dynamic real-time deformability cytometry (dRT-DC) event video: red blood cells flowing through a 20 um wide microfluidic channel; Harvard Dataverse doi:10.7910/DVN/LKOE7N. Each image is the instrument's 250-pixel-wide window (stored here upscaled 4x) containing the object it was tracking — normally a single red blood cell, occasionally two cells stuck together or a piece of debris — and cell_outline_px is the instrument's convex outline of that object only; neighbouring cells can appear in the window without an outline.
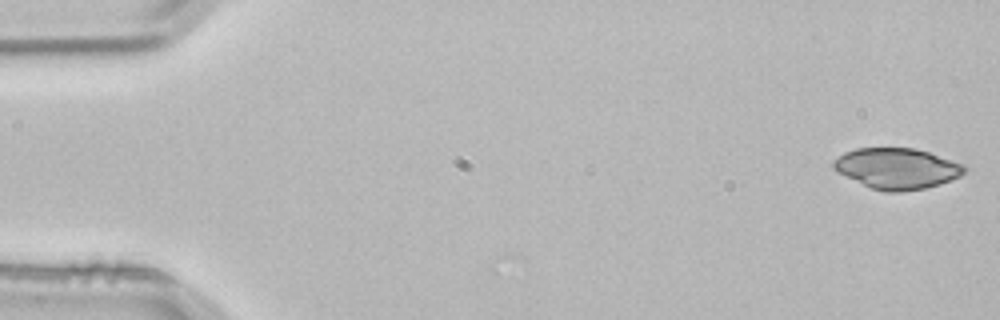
{"species": "common noctule bat (a hibernating species)", "species_latin": "Nyctalus noctula", "temperature_condition": "room temperature", "stored_images_in_passage": 4, "camera_frame_rate_fps": 3000, "um_per_image_px": 0.085, "animal": {"sex": "male", "body_mass_g": 21.5, "forearm_length_mm": 52.0}, "frame": {"image": 1, "passage_image": 1, "time_ms": 0.0, "image_size_px": [1000, 320], "cell_outline_px": [[968, 168], [960, 176], [940, 184], [924, 188], [900, 192], [884, 192], [872, 188], [836, 172], [832, 168], [832, 160], [844, 152], [856, 148], [916, 148], [964, 164]], "centroid_in_image_um": [76.22, 14.31], "position_along_channel_um": 8.8, "area_um2": 31.21}}